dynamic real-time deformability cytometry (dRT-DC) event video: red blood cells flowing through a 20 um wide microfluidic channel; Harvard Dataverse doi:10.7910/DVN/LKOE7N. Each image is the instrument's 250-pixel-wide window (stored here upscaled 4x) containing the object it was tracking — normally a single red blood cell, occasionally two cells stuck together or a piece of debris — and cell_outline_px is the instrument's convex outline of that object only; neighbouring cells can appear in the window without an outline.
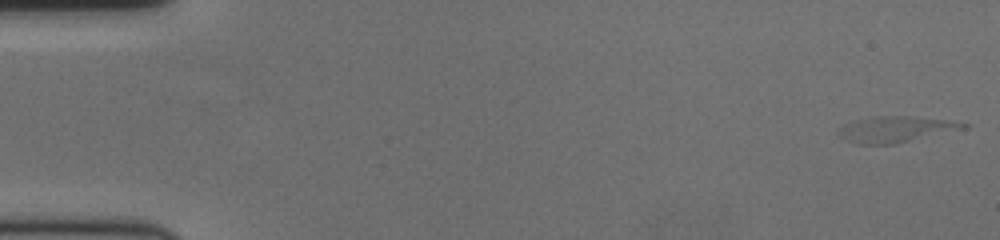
{"species": "human", "species_latin": "Homo sapiens", "temperature_condition": "cold", "stored_images_in_passage": 52, "camera_frame_rate_fps": 3000, "um_per_image_px": 0.085, "donor": {"sex": "female"}, "frame": {"image": 1, "passage_image": 1, "time_ms": 0.0, "image_size_px": [1000, 240], "cell_outline_px": [[968, 128], [896, 144], [860, 144], [848, 140], [836, 132], [844, 124], [852, 120], [876, 116], [908, 116], [952, 120], [968, 124]], "centroid_in_image_um": [76.18, 10.98], "position_along_channel_um": 8.8, "area_um2": 18.96}}
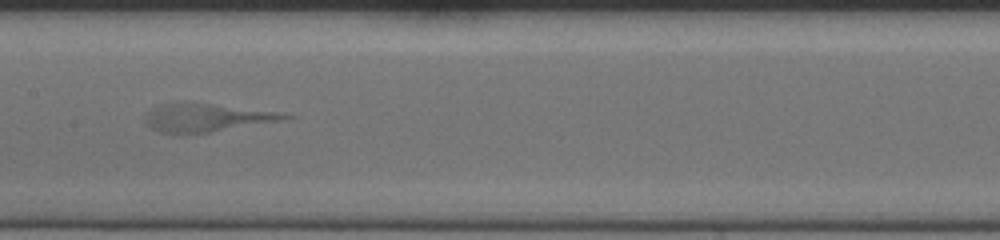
{"frame": {"image": 2, "passage_image": 30, "time_ms": 9.667, "image_size_px": [1000, 240], "cell_outline_px": [[296, 116], [280, 120], [208, 132], [160, 132], [152, 128], [144, 120], [148, 112], [152, 108], [160, 104], [208, 104], [284, 112]], "centroid_in_image_um": [17.6, 9.99], "position_along_channel_um": 189.8, "area_um2": 21.73}}
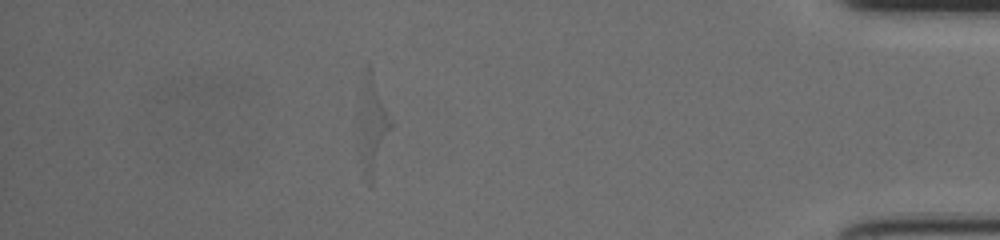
{"frame": {"image": 3, "passage_image": 52, "time_ms": 17.0, "image_size_px": [1000, 240], "cell_outline_px": [[392, 128], [372, 184], [368, 184], [356, 156], [360, 120], [364, 88], [368, 64], [392, 124]], "centroid_in_image_um": [31.65, 10.99], "position_along_channel_um": 403.6, "area_um2": 17.11}}